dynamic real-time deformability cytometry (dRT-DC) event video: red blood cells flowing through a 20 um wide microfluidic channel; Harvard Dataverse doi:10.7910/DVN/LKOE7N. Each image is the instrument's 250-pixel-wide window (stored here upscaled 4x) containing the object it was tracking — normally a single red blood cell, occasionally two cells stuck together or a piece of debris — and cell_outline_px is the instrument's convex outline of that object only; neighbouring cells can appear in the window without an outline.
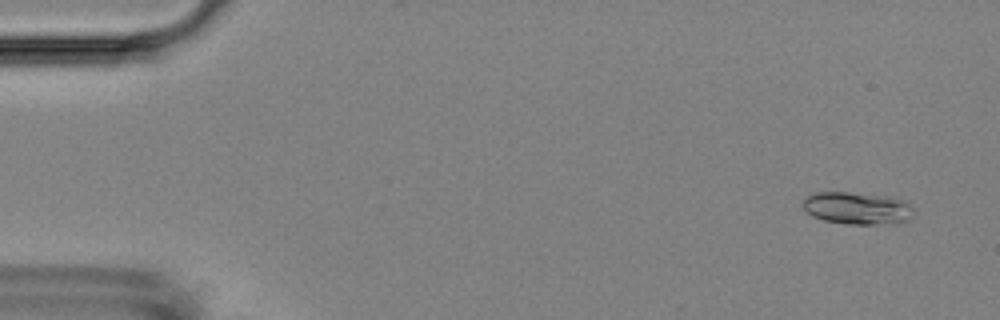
{"species": "Egyptian fruit bat (a non-hibernating species)", "species_latin": "Rousettus aegyptiacus", "temperature_condition": "room temperature", "stored_images_in_passage": 5, "camera_frame_rate_fps": 3000, "um_per_image_px": 0.085, "animal": {"sex": "female"}, "frame": {"image": 1, "passage_image": 1, "time_ms": 0.0, "image_size_px": [1000, 320], "cell_outline_px": [[916, 212], [908, 220], [876, 224], [848, 224], [824, 220], [812, 216], [804, 208], [804, 200], [808, 196], [816, 192], [848, 192], [888, 196], [908, 200], [912, 204]], "centroid_in_image_um": [72.94, 17.68], "position_along_channel_um": 12.1, "area_um2": 20.92}}